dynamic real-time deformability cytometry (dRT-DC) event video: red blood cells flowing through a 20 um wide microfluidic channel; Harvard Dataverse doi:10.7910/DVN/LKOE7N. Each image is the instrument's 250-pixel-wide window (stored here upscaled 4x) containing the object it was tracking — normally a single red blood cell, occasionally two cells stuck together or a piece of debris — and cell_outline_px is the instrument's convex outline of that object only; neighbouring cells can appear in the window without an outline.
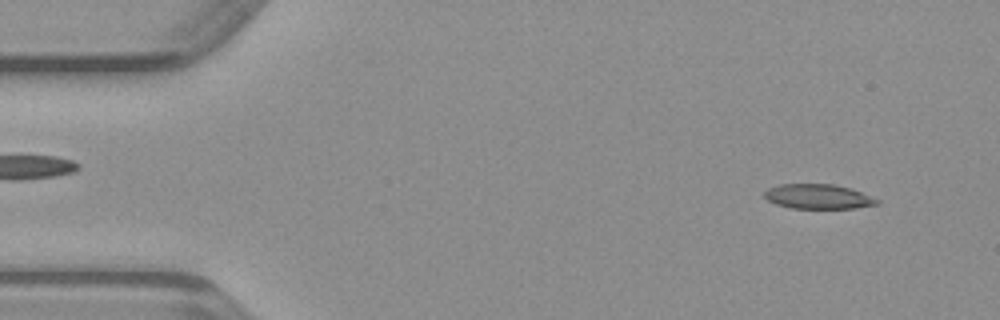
{"species": "common noctule bat (a hibernating species)", "species_latin": "Nyctalus noctula", "temperature_condition": "warm", "stored_images_in_passage": 47, "camera_frame_rate_fps": 3000, "um_per_image_px": 0.085, "animal": {"sex": "male", "body_mass_g": 23.1, "forearm_length_mm": 52.7}, "frame": {"image": 1, "passage_image": 3, "time_ms": 0.667, "image_size_px": [1000, 320], "cell_outline_px": [[880, 204], [856, 208], [788, 208], [776, 204], [768, 200], [764, 196], [764, 192], [768, 188], [780, 184], [832, 184], [852, 188], [880, 200]], "centroid_in_image_um": [69.56, 16.71], "position_along_channel_um": 15.4, "area_um2": 16.3}}
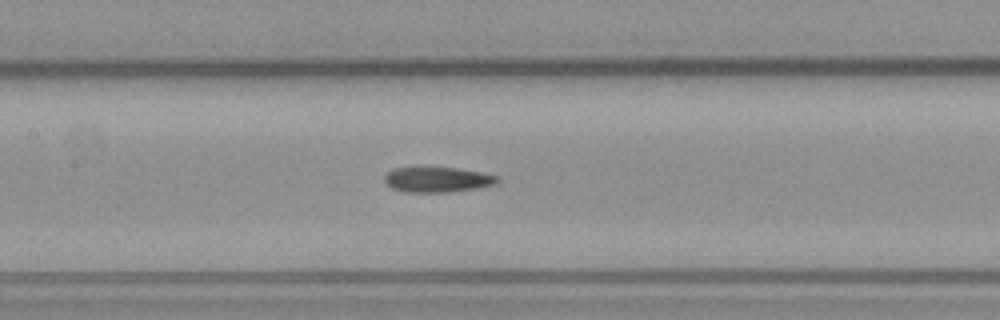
{"frame": {"image": 2, "passage_image": 21, "time_ms": 6.667, "image_size_px": [1000, 320], "cell_outline_px": [[500, 180], [496, 184], [476, 188], [452, 192], [404, 192], [392, 188], [384, 180], [384, 176], [392, 168], [416, 164], [456, 168], [480, 172], [500, 176]], "centroid_in_image_um": [37.13, 15.21], "position_along_channel_um": 170.3, "area_um2": 17.46}}
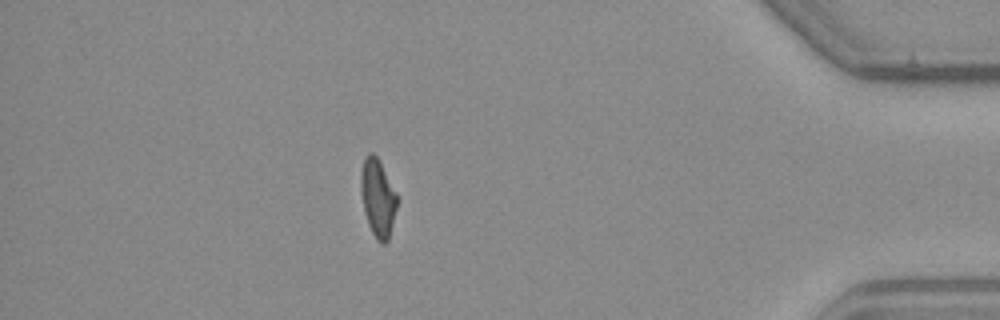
{"frame": {"image": 3, "passage_image": 41, "time_ms": 13.333, "image_size_px": [1000, 320], "cell_outline_px": [[396, 208], [388, 240], [384, 244], [380, 244], [376, 240], [368, 224], [364, 212], [360, 192], [360, 172], [364, 156], [368, 152], [372, 152], [376, 156], [396, 192]], "centroid_in_image_um": [32.07, 16.81], "position_along_channel_um": 403.1, "area_um2": 16.36}}